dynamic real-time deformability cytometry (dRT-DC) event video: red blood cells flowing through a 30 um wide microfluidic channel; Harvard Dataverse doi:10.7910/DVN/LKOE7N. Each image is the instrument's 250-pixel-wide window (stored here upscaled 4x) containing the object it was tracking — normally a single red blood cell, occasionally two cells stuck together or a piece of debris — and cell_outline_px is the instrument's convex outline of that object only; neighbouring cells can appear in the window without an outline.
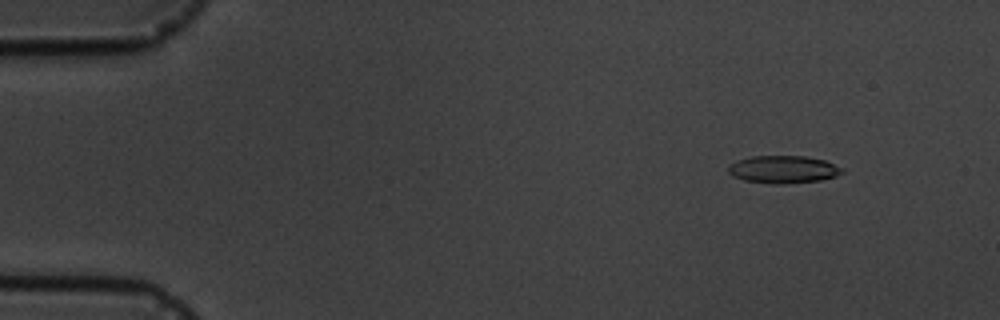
{"species": "common noctule bat (a hibernating species)", "species_latin": "Nyctalus noctula", "temperature_condition": "cold", "stored_images_in_passage": 6, "camera_frame_rate_fps": 3000, "um_per_image_px": 0.085, "animal": {"sex": "male", "body_mass_g": 19.5, "forearm_length_mm": 54.6}, "frame": {"image": 1, "passage_image": 2, "time_ms": 1.0, "image_size_px": [1000, 320], "cell_outline_px": [[844, 172], [836, 176], [820, 180], [784, 184], [772, 184], [744, 180], [732, 176], [728, 172], [728, 164], [736, 160], [752, 156], [804, 156], [824, 160], [844, 168]], "centroid_in_image_um": [66.56, 14.4], "position_along_channel_um": 18.4, "area_um2": 18.44}}
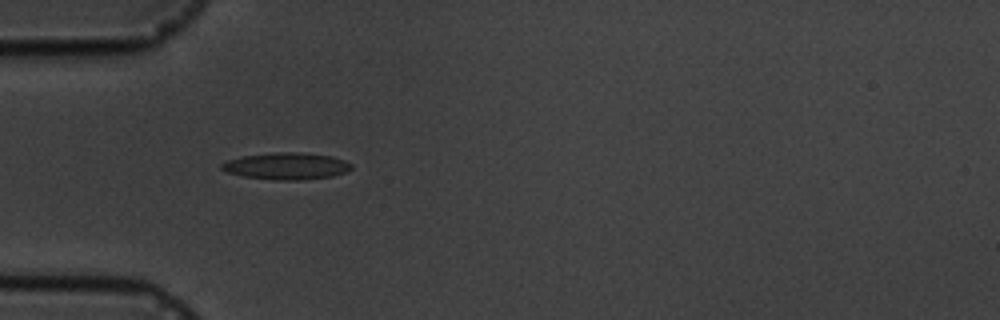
{"frame": {"image": 2, "passage_image": 5, "time_ms": 4.667, "image_size_px": [1000, 320], "cell_outline_px": [[352, 168], [348, 172], [332, 176], [300, 180], [272, 180], [244, 176], [228, 172], [220, 168], [220, 164], [228, 160], [244, 156], [276, 152], [300, 152], [332, 156], [344, 160], [352, 164]], "centroid_in_image_um": [24.38, 14.12], "position_along_channel_um": 60.6, "area_um2": 20.29}}
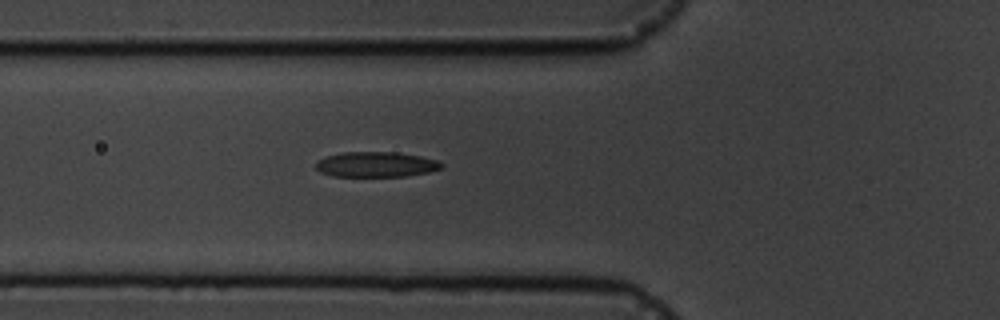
{"frame": {"image": 3, "passage_image": 6, "time_ms": 5.667, "image_size_px": [1000, 320], "cell_outline_px": [[444, 164], [440, 168], [428, 172], [404, 176], [332, 176], [320, 172], [316, 168], [316, 164], [320, 160], [328, 156], [344, 152], [396, 152], [420, 156], [436, 160]], "centroid_in_image_um": [31.97, 13.98], "position_along_channel_um": 93.8, "area_um2": 18.21}}